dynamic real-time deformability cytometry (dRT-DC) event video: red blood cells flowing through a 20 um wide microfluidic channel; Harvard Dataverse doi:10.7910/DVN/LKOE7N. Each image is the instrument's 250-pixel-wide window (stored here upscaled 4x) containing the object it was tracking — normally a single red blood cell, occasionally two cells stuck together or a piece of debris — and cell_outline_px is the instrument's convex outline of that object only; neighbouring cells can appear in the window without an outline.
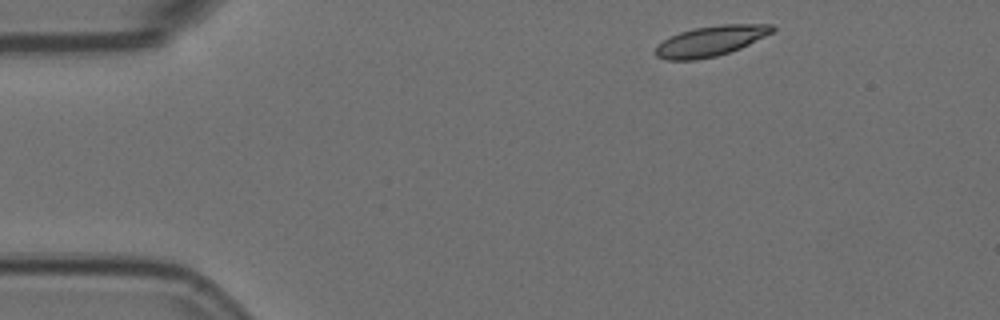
{"species": "Egyptian fruit bat (a non-hibernating species)", "species_latin": "Rousettus aegyptiacus", "temperature_condition": "room temperature", "stored_images_in_passage": 2, "camera_frame_rate_fps": 3000, "um_per_image_px": 0.085, "animal": {"sex": "female"}, "frame": {"image": 1, "passage_image": 1, "time_ms": 0.0, "image_size_px": [1000, 320], "cell_outline_px": [[776, 28], [772, 32], [740, 48], [716, 56], [696, 60], [668, 60], [656, 56], [656, 48], [664, 40], [680, 32], [692, 28], [720, 24], [772, 24]], "centroid_in_image_um": [60.41, 3.47], "position_along_channel_um": 24.6, "area_um2": 20.35}}